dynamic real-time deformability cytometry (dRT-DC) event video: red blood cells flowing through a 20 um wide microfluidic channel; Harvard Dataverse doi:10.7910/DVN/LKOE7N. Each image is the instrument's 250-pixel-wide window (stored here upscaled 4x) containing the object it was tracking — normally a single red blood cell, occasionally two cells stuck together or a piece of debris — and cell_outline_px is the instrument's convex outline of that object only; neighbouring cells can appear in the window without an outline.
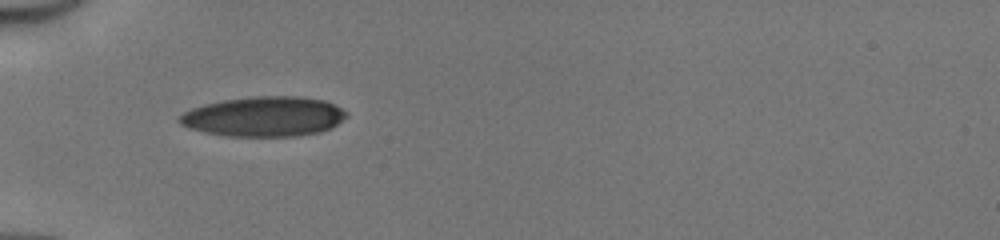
{"species": "human", "species_latin": "Homo sapiens", "temperature_condition": "cold", "stored_images_in_passage": 34, "camera_frame_rate_fps": 3000, "um_per_image_px": 0.085, "donor": {"sex": "male"}, "frame": {"image": 1, "passage_image": 1, "time_ms": 0.0, "image_size_px": [1000, 240], "cell_outline_px": [[348, 116], [332, 128], [320, 132], [296, 136], [224, 136], [204, 132], [188, 128], [180, 124], [176, 120], [184, 112], [192, 108], [204, 104], [224, 100], [252, 96], [300, 96], [324, 100], [348, 112]], "centroid_in_image_um": [22.43, 9.91], "position_along_channel_um": 62.6, "area_um2": 39.07}}
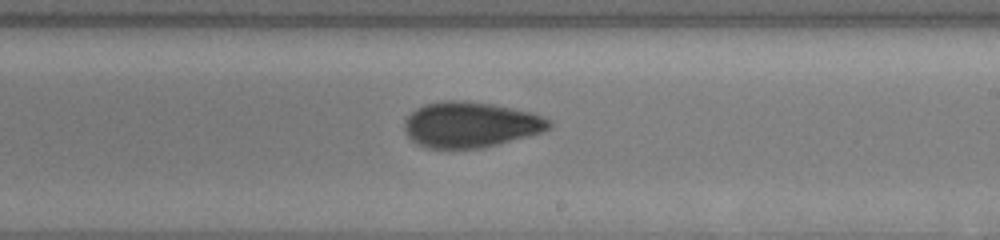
{"frame": {"image": 2, "passage_image": 15, "time_ms": 4.667, "image_size_px": [1000, 240], "cell_outline_px": [[552, 128], [528, 136], [480, 148], [428, 148], [412, 140], [404, 132], [404, 120], [416, 108], [424, 104], [444, 100], [464, 100], [492, 104], [532, 112], [552, 120]], "centroid_in_image_um": [39.99, 10.58], "position_along_channel_um": 249.0, "area_um2": 38.44}}
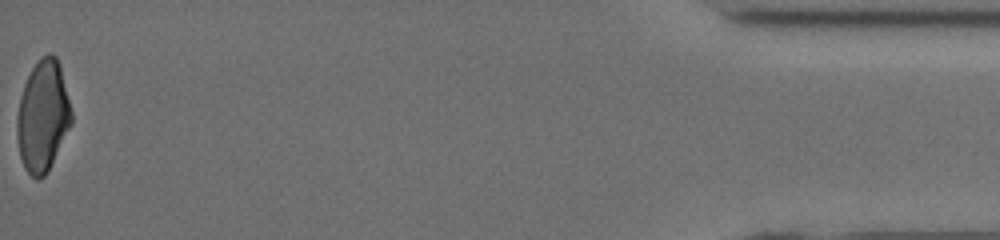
{"frame": {"image": 3, "passage_image": 34, "time_ms": 11.0, "image_size_px": [1000, 240], "cell_outline_px": [[72, 124], [48, 172], [44, 176], [36, 180], [24, 168], [20, 156], [16, 136], [16, 116], [20, 96], [24, 84], [32, 68], [40, 56], [48, 52], [52, 52], [56, 56], [60, 64], [72, 112]], "centroid_in_image_um": [3.64, 9.86], "position_along_channel_um": 431.6, "area_um2": 35.78}, "authors_computed_cell_mechanics": {"area_um2": 36.8186, "velocity_mm_per_s": 4.1832, "shape_relaxation_time_tau1_ms": 5.087, "shape_relaxation_time_tau2_ms": 2.199, "deformation_change_tau1": 0.1619, "deformation_change_tau2": 0.0809}}